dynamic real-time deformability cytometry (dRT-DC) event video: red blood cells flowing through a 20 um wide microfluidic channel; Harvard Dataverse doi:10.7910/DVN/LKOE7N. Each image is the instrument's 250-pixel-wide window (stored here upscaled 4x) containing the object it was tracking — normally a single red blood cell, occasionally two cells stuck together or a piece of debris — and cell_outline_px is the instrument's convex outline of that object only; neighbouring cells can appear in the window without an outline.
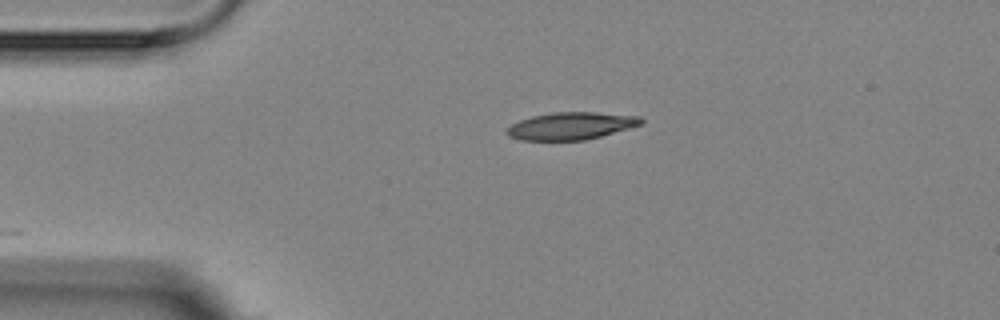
{"species": "Egyptian fruit bat (a non-hibernating species)", "species_latin": "Rousettus aegyptiacus", "temperature_condition": "room temperature", "stored_images_in_passage": 2, "camera_frame_rate_fps": 3000, "um_per_image_px": 0.085, "animal": {"sex": "female"}, "frame": {"image": 1, "passage_image": 1, "time_ms": 0.0, "image_size_px": [1000, 320], "cell_outline_px": [[644, 120], [640, 124], [628, 128], [600, 136], [584, 140], [520, 140], [508, 136], [504, 132], [504, 128], [520, 120], [532, 116], [552, 112], [596, 112], [640, 116]], "centroid_in_image_um": [48.47, 10.7], "position_along_channel_um": 36.5, "area_um2": 21.39}}